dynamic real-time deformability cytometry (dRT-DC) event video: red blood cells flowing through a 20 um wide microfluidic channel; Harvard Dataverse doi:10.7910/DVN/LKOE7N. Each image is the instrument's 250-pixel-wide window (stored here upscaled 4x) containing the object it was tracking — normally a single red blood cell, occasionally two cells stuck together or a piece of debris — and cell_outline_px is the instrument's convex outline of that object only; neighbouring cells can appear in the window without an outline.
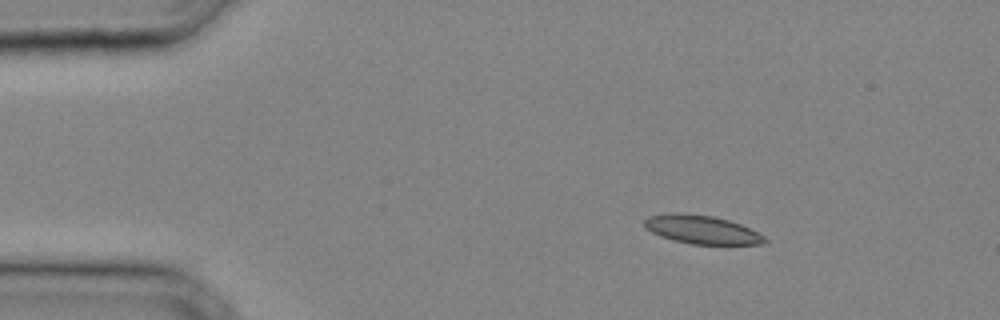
{"species": "common noctule bat (a hibernating species)", "species_latin": "Nyctalus noctula", "temperature_condition": "cold", "stored_images_in_passage": 30, "camera_frame_rate_fps": 3000, "um_per_image_px": 0.085, "animal": {"sex": "male", "body_mass_g": 20.4}, "frame": {"image": 1, "passage_image": 1, "time_ms": 0.0, "image_size_px": [1000, 320], "cell_outline_px": [[768, 240], [764, 244], [692, 244], [672, 240], [660, 236], [644, 228], [644, 220], [648, 216], [668, 212], [684, 212], [712, 216], [728, 220], [740, 224], [764, 236]], "centroid_in_image_um": [59.59, 19.5], "position_along_channel_um": 25.4, "area_um2": 20.11}}
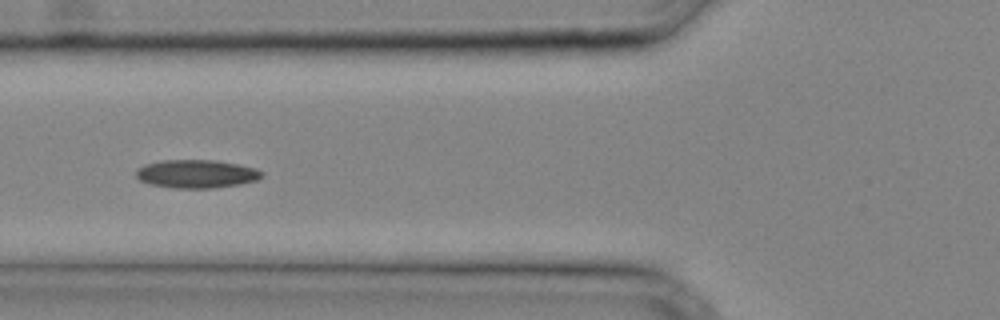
{"frame": {"image": 2, "passage_image": 9, "time_ms": 2.667, "image_size_px": [1000, 320], "cell_outline_px": [[264, 176], [256, 180], [240, 184], [212, 188], [172, 188], [152, 184], [140, 180], [136, 176], [136, 168], [144, 164], [164, 160], [216, 160], [240, 164], [256, 168], [264, 172]], "centroid_in_image_um": [16.73, 14.77], "position_along_channel_um": 109.1, "area_um2": 20.87}}
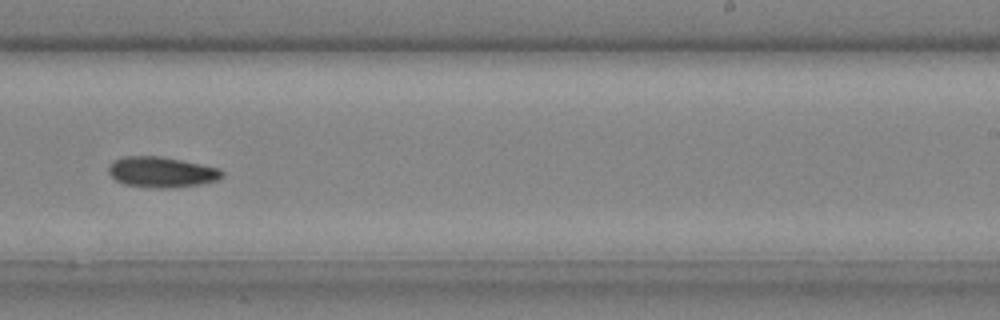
{"frame": {"image": 3, "passage_image": 18, "time_ms": 5.667, "image_size_px": [1000, 320], "cell_outline_px": [[224, 176], [216, 180], [200, 184], [168, 188], [156, 188], [124, 184], [116, 180], [108, 172], [108, 164], [112, 160], [120, 156], [160, 156], [220, 168], [224, 172]], "centroid_in_image_um": [13.7, 14.61], "position_along_channel_um": 275.3, "area_um2": 20.29}}